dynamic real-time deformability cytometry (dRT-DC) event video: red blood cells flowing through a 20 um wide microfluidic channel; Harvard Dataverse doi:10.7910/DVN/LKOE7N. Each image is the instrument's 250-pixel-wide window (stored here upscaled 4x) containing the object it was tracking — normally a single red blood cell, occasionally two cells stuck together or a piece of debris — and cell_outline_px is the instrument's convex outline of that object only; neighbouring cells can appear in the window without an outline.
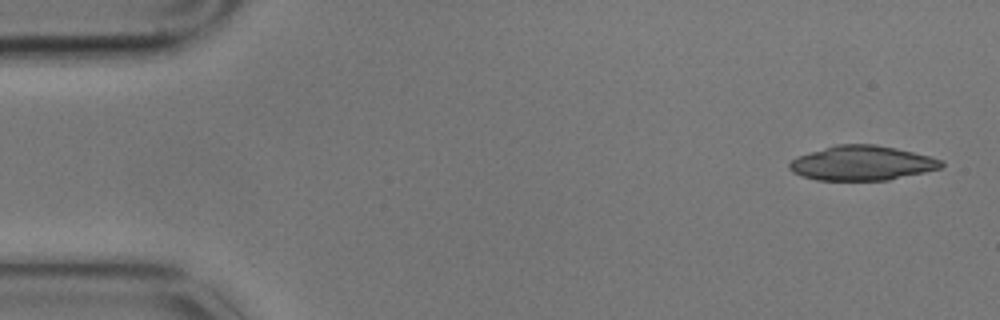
{"species": "common noctule bat (a hibernating species)", "species_latin": "Nyctalus noctula", "temperature_condition": "cold", "stored_images_in_passage": 6, "camera_frame_rate_fps": 3000, "um_per_image_px": 0.085, "animal": {"sex": "male", "body_mass_g": 17.9}, "frame": {"image": 1, "passage_image": 1, "time_ms": 0.0, "image_size_px": [1000, 320], "cell_outline_px": [[944, 164], [940, 168], [924, 172], [888, 180], [816, 180], [800, 176], [792, 172], [788, 168], [788, 164], [796, 156], [836, 144], [876, 144], [896, 148], [944, 160]], "centroid_in_image_um": [73.23, 13.86], "position_along_channel_um": 11.8, "area_um2": 30.69}}